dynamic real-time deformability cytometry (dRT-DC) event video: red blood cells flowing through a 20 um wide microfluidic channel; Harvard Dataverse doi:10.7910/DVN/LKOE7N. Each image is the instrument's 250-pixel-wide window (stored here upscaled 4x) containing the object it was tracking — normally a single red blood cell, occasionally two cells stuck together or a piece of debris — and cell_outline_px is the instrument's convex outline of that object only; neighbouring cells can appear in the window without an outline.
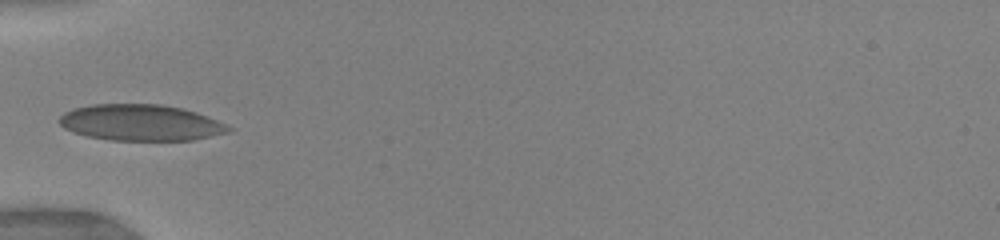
{"species": "human", "species_latin": "Homo sapiens", "temperature_condition": "warm", "stored_images_in_passage": 10, "camera_frame_rate_fps": 3000, "um_per_image_px": 0.085, "donor": {"sex": "female"}, "frame": {"image": 1, "passage_image": 1, "time_ms": 0.0, "image_size_px": [1000, 240], "cell_outline_px": [[232, 132], [192, 140], [112, 140], [88, 136], [72, 132], [64, 128], [56, 120], [64, 112], [72, 108], [92, 104], [164, 104], [184, 108], [208, 116], [232, 128]], "centroid_in_image_um": [11.95, 10.41], "position_along_channel_um": 73.1, "area_um2": 35.95}}
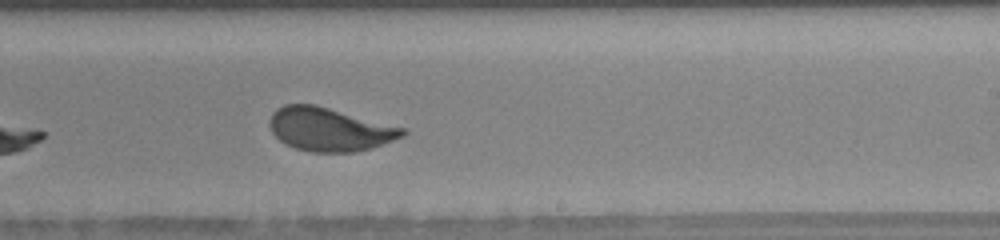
{"frame": {"image": 2, "passage_image": 10, "time_ms": 4.667, "image_size_px": [1000, 240], "cell_outline_px": [[408, 132], [404, 136], [384, 144], [372, 148], [352, 152], [312, 152], [296, 148], [284, 144], [272, 132], [268, 124], [268, 120], [272, 112], [276, 108], [284, 104], [316, 104], [404, 128]], "centroid_in_image_um": [27.98, 10.99], "position_along_channel_um": 261.0, "area_um2": 33.81}}